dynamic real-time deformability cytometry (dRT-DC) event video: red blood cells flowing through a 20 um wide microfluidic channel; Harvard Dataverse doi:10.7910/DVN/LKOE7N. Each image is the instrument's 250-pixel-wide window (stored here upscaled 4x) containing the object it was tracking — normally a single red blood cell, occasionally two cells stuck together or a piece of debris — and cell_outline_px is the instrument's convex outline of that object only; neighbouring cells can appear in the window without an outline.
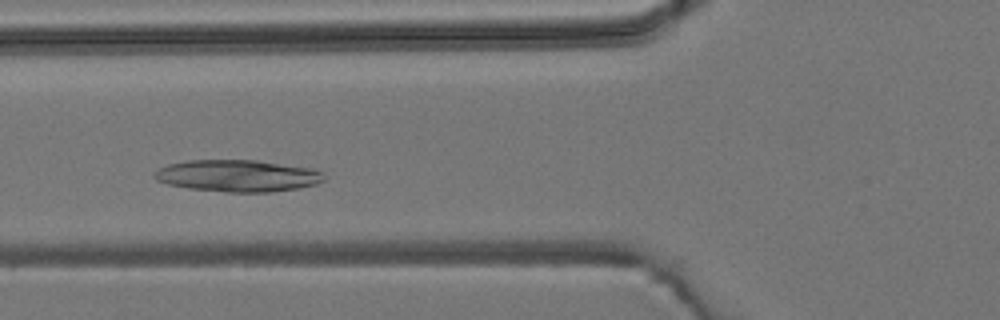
{"species": "common noctule bat (a hibernating species)", "species_latin": "Nyctalus noctula", "temperature_condition": "room temperature", "stored_images_in_passage": 5, "camera_frame_rate_fps": 3000, "um_per_image_px": 0.085, "animal": {"sex": "male", "body_mass_g": 19.2, "forearm_length_mm": 51.8}, "frame": {"image": 1, "passage_image": 4, "time_ms": 3.333, "image_size_px": [1000, 320], "cell_outline_px": [[328, 176], [324, 180], [316, 184], [300, 188], [268, 192], [224, 192], [188, 188], [168, 184], [156, 180], [152, 176], [152, 172], [168, 164], [188, 160], [256, 160], [312, 168], [324, 172]], "centroid_in_image_um": [20.22, 14.94], "position_along_channel_um": 105.6, "area_um2": 31.79}}
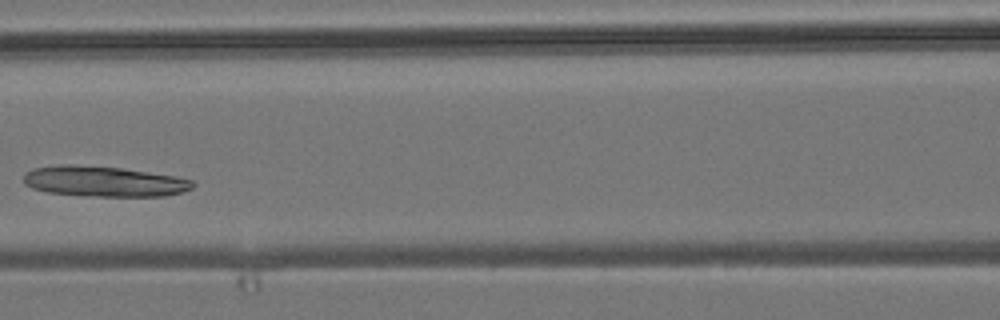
{"frame": {"image": 2, "passage_image": 5, "time_ms": 4.667, "image_size_px": [1000, 320], "cell_outline_px": [[196, 184], [192, 188], [184, 192], [164, 196], [84, 196], [48, 192], [32, 188], [24, 184], [24, 172], [32, 168], [60, 164], [68, 164], [120, 168], [176, 176], [192, 180]], "centroid_in_image_um": [8.82, 15.42], "position_along_channel_um": 157.8, "area_um2": 30.17}}